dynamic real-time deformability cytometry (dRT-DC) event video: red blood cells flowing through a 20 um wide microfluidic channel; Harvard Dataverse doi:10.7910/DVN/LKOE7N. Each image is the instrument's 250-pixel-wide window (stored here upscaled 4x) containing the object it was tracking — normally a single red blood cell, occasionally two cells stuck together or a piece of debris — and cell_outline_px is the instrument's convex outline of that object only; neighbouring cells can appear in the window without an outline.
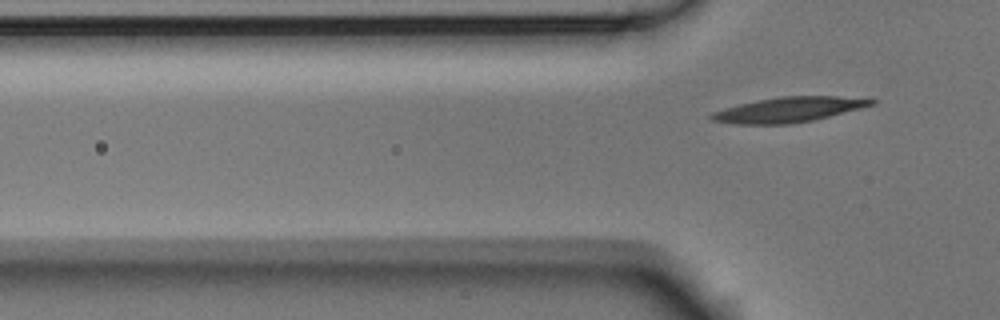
{"species": "Egyptian fruit bat (a non-hibernating species)", "species_latin": "Rousettus aegyptiacus", "temperature_condition": "room temperature", "stored_images_in_passage": 6, "segment_of_instrument_passage": [2, 2], "camera_frame_rate_fps": 3000, "um_per_image_px": 0.085, "animal": {"sex": "male"}, "frame": {"image": 1, "passage_image": 6, "time_ms": 1.667, "image_size_px": [1000, 320], "cell_outline_px": [[876, 100], [872, 104], [860, 108], [812, 120], [788, 124], [736, 124], [712, 120], [708, 116], [712, 112], [724, 108], [756, 100], [780, 96], [836, 96]], "centroid_in_image_um": [66.95, 9.32], "position_along_channel_um": 58.8, "area_um2": 22.95}}